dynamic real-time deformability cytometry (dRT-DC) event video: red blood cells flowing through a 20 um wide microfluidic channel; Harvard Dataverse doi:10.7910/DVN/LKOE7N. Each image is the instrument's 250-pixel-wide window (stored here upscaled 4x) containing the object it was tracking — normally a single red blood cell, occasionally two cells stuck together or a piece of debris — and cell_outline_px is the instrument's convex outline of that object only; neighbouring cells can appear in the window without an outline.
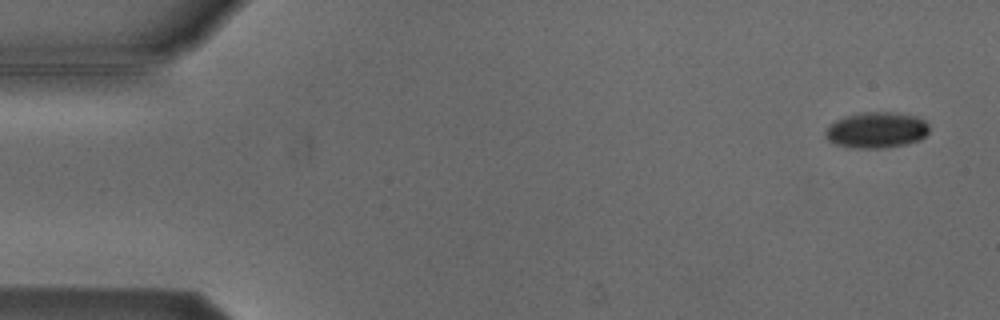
{"species": "Egyptian fruit bat (a non-hibernating species)", "species_latin": "Rousettus aegyptiacus", "temperature_condition": "cold", "stored_images_in_passage": 4, "camera_frame_rate_fps": 3000, "um_per_image_px": 0.085, "animal": {"sex": "male"}, "frame": {"image": 1, "passage_image": 1, "time_ms": 0.0, "image_size_px": [1000, 320], "cell_outline_px": [[928, 132], [920, 140], [904, 144], [884, 148], [852, 148], [836, 144], [828, 140], [824, 136], [824, 132], [828, 124], [844, 116], [864, 112], [888, 112], [916, 116], [924, 120], [928, 124]], "centroid_in_image_um": [74.46, 11.06], "position_along_channel_um": 10.5, "area_um2": 21.79}}